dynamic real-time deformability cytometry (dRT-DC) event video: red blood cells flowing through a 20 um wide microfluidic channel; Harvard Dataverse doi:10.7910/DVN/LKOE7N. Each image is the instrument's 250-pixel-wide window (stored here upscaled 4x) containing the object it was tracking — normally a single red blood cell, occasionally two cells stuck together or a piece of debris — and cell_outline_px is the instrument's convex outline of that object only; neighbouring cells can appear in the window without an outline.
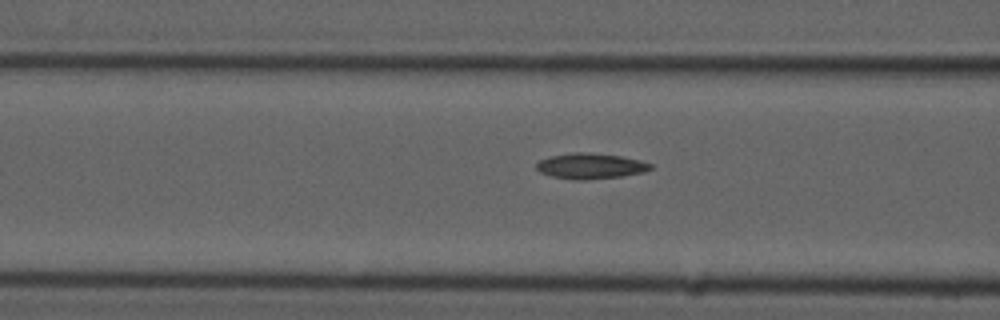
{"species": "common noctule bat (a hibernating species)", "species_latin": "Nyctalus noctula", "temperature_condition": "cold", "stored_images_in_passage": 7, "camera_frame_rate_fps": 3000, "um_per_image_px": 0.085, "animal": {"sex": "male", "forearm_length_mm": 52.5}, "frame": {"image": 1, "passage_image": 7, "time_ms": 7.333, "image_size_px": [1000, 320], "cell_outline_px": [[652, 168], [644, 172], [620, 176], [588, 180], [576, 180], [552, 176], [540, 172], [536, 168], [536, 164], [540, 160], [552, 156], [572, 152], [588, 152], [620, 156], [640, 160], [652, 164]], "centroid_in_image_um": [50.19, 14.11], "position_along_channel_um": 116.4, "area_um2": 16.94}}